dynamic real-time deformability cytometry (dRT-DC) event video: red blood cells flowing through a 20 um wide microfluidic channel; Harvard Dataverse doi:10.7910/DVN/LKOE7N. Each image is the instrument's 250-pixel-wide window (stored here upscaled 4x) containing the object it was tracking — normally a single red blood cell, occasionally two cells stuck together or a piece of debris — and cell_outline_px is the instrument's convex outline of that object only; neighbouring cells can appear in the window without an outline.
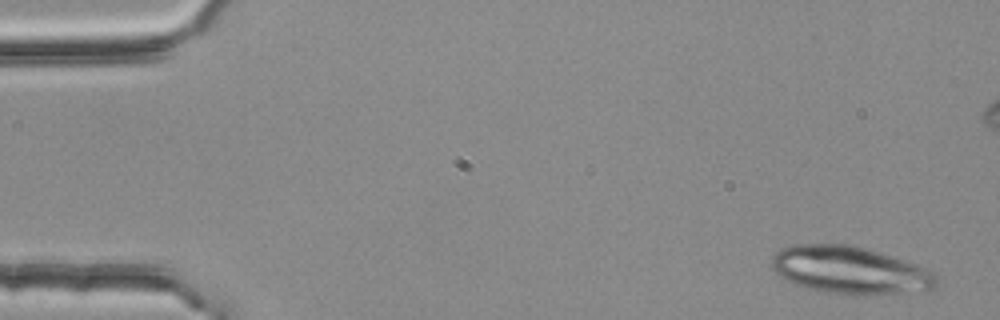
{"species": "common noctule bat (a hibernating species)", "species_latin": "Nyctalus noctula", "temperature_condition": "room temperature", "stored_images_in_passage": 5, "camera_frame_rate_fps": 3000, "um_per_image_px": 0.085, "animal": {"sex": "female", "body_mass_g": 25.1}, "frame": {"image": 1, "passage_image": 5, "time_ms": 1.333, "image_size_px": [1000, 320], "cell_outline_px": [[940, 284], [936, 288], [928, 292], [868, 296], [852, 296], [824, 292], [792, 284], [784, 280], [772, 268], [772, 256], [780, 248], [792, 244], [852, 244], [904, 260], [936, 272], [940, 280]], "centroid_in_image_um": [72.33, 23.01], "position_along_channel_um": 12.7, "area_um2": 46.99}}